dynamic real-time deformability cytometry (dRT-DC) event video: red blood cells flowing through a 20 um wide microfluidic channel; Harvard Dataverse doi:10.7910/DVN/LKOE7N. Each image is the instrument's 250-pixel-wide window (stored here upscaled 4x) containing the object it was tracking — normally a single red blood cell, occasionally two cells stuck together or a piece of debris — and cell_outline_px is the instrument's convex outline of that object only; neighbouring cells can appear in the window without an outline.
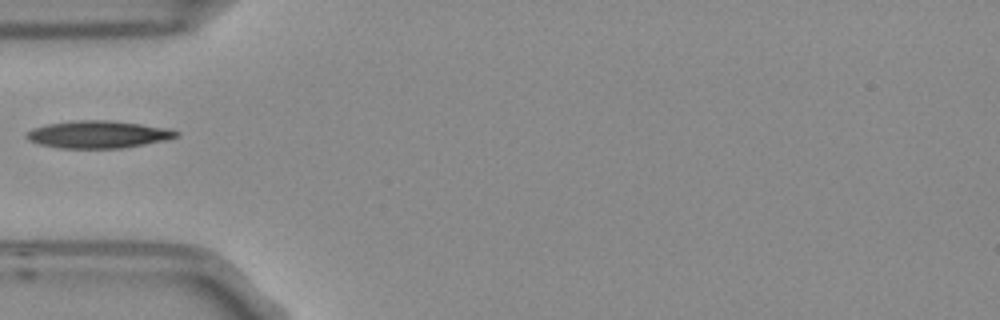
{"species": "Egyptian fruit bat (a non-hibernating species)", "species_latin": "Rousettus aegyptiacus", "temperature_condition": "room temperature", "stored_images_in_passage": 6, "camera_frame_rate_fps": 3000, "um_per_image_px": 0.085, "frame": {"image": 1, "passage_image": 6, "time_ms": 1.667, "image_size_px": [1000, 320], "cell_outline_px": [[180, 136], [164, 140], [124, 148], [60, 148], [40, 144], [28, 140], [24, 136], [32, 128], [48, 124], [72, 120], [108, 120], [140, 124], [168, 128], [180, 132]], "centroid_in_image_um": [8.34, 11.42], "position_along_channel_um": 76.7, "area_um2": 23.87}}